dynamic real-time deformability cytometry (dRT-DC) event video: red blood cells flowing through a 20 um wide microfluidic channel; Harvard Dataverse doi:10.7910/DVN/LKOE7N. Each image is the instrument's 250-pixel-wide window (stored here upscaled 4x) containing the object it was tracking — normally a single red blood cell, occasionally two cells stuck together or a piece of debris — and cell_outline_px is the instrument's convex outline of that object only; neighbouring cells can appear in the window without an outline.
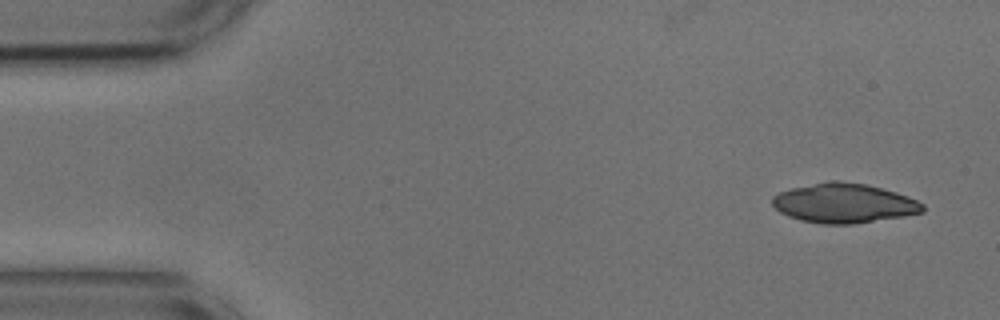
{"species": "common noctule bat (a hibernating species)", "species_latin": "Nyctalus noctula", "temperature_condition": "cold", "stored_images_in_passage": 5, "camera_frame_rate_fps": 3000, "um_per_image_px": 0.085, "animal": {"sex": "male", "body_mass_g": 17.9, "forearm_length_mm": 54.2}, "frame": {"image": 1, "passage_image": 1, "time_ms": 0.0, "image_size_px": [1000, 320], "cell_outline_px": [[924, 212], [904, 216], [852, 224], [820, 224], [800, 220], [788, 216], [780, 212], [772, 204], [772, 196], [780, 192], [792, 188], [828, 180], [836, 180], [864, 184], [896, 192], [908, 196], [924, 204]], "centroid_in_image_um": [71.73, 17.27], "position_along_channel_um": 13.3, "area_um2": 34.56}}